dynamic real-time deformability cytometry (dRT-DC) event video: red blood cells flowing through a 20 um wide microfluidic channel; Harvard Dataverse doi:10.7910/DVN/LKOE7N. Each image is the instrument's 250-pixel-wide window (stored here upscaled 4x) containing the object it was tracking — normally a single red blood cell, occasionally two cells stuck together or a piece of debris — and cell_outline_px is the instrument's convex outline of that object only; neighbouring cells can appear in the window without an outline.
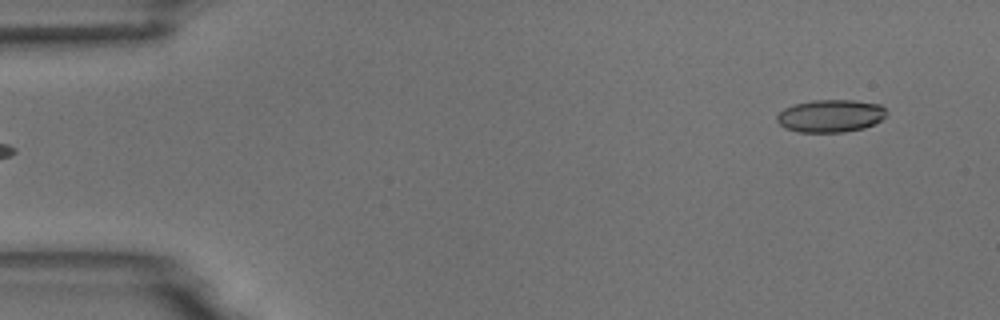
{"species": "common noctule bat (a hibernating species)", "species_latin": "Nyctalus noctula", "temperature_condition": "room temperature", "stored_images_in_passage": 4, "segment_of_instrument_passage": [2, 2], "camera_frame_rate_fps": 3000, "um_per_image_px": 0.085, "animal": {"sex": "male", "body_mass_g": 18.8}, "frame": {"image": 1, "passage_image": 4, "time_ms": 3.667, "image_size_px": [1000, 320], "cell_outline_px": [[884, 116], [880, 120], [864, 128], [844, 132], [800, 132], [784, 128], [776, 120], [776, 116], [784, 108], [796, 104], [812, 100], [852, 100], [880, 104], [884, 108]], "centroid_in_image_um": [70.55, 9.85], "position_along_channel_um": 14.4, "area_um2": 20.63}}